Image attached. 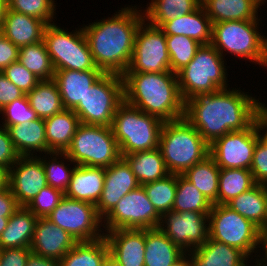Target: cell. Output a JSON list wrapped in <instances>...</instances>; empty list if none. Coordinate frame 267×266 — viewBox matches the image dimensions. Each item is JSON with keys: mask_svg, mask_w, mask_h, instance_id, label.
Wrapping results in <instances>:
<instances>
[{"mask_svg": "<svg viewBox=\"0 0 267 266\" xmlns=\"http://www.w3.org/2000/svg\"><path fill=\"white\" fill-rule=\"evenodd\" d=\"M259 7L265 4L264 2H267L266 0H253Z\"/></svg>", "mask_w": 267, "mask_h": 266, "instance_id": "64", "label": "cell"}, {"mask_svg": "<svg viewBox=\"0 0 267 266\" xmlns=\"http://www.w3.org/2000/svg\"><path fill=\"white\" fill-rule=\"evenodd\" d=\"M13 145L20 156H38L50 153L47 148L44 119H36L8 128ZM36 154V155H35Z\"/></svg>", "mask_w": 267, "mask_h": 266, "instance_id": "26", "label": "cell"}, {"mask_svg": "<svg viewBox=\"0 0 267 266\" xmlns=\"http://www.w3.org/2000/svg\"><path fill=\"white\" fill-rule=\"evenodd\" d=\"M192 266H247L249 257L240 249L217 242L207 241L188 252Z\"/></svg>", "mask_w": 267, "mask_h": 266, "instance_id": "22", "label": "cell"}, {"mask_svg": "<svg viewBox=\"0 0 267 266\" xmlns=\"http://www.w3.org/2000/svg\"><path fill=\"white\" fill-rule=\"evenodd\" d=\"M185 253L159 228L145 229L144 266H171Z\"/></svg>", "mask_w": 267, "mask_h": 266, "instance_id": "29", "label": "cell"}, {"mask_svg": "<svg viewBox=\"0 0 267 266\" xmlns=\"http://www.w3.org/2000/svg\"><path fill=\"white\" fill-rule=\"evenodd\" d=\"M159 149L169 174L183 175L210 154V145L184 117L164 122Z\"/></svg>", "mask_w": 267, "mask_h": 266, "instance_id": "4", "label": "cell"}, {"mask_svg": "<svg viewBox=\"0 0 267 266\" xmlns=\"http://www.w3.org/2000/svg\"><path fill=\"white\" fill-rule=\"evenodd\" d=\"M254 261H252L253 262V265L254 266H263V265H261L257 260H256V258L255 259H253ZM254 262H255V264H254ZM253 265H250V266H253ZM247 266H249V264H247Z\"/></svg>", "mask_w": 267, "mask_h": 266, "instance_id": "65", "label": "cell"}, {"mask_svg": "<svg viewBox=\"0 0 267 266\" xmlns=\"http://www.w3.org/2000/svg\"><path fill=\"white\" fill-rule=\"evenodd\" d=\"M30 107L40 119H47L65 108L56 82L41 80L36 87L26 94Z\"/></svg>", "mask_w": 267, "mask_h": 266, "instance_id": "33", "label": "cell"}, {"mask_svg": "<svg viewBox=\"0 0 267 266\" xmlns=\"http://www.w3.org/2000/svg\"><path fill=\"white\" fill-rule=\"evenodd\" d=\"M30 247L0 249V266H25Z\"/></svg>", "mask_w": 267, "mask_h": 266, "instance_id": "49", "label": "cell"}, {"mask_svg": "<svg viewBox=\"0 0 267 266\" xmlns=\"http://www.w3.org/2000/svg\"><path fill=\"white\" fill-rule=\"evenodd\" d=\"M250 171L257 184L267 180V145L260 138L254 148Z\"/></svg>", "mask_w": 267, "mask_h": 266, "instance_id": "47", "label": "cell"}, {"mask_svg": "<svg viewBox=\"0 0 267 266\" xmlns=\"http://www.w3.org/2000/svg\"><path fill=\"white\" fill-rule=\"evenodd\" d=\"M46 218L68 232L76 242L94 241L105 235L101 228L103 219L96 205L89 202L64 196Z\"/></svg>", "mask_w": 267, "mask_h": 266, "instance_id": "12", "label": "cell"}, {"mask_svg": "<svg viewBox=\"0 0 267 266\" xmlns=\"http://www.w3.org/2000/svg\"><path fill=\"white\" fill-rule=\"evenodd\" d=\"M8 9V2L7 0H0V24H3L6 11Z\"/></svg>", "mask_w": 267, "mask_h": 266, "instance_id": "60", "label": "cell"}, {"mask_svg": "<svg viewBox=\"0 0 267 266\" xmlns=\"http://www.w3.org/2000/svg\"><path fill=\"white\" fill-rule=\"evenodd\" d=\"M261 247H262V253H264V255L263 254H261V253H259L260 255H262V256H260V255H257L256 256V260L261 264V265H263V266H267V240H263L262 241V244H261ZM259 257V258H258ZM260 257H261V259H260Z\"/></svg>", "mask_w": 267, "mask_h": 266, "instance_id": "56", "label": "cell"}, {"mask_svg": "<svg viewBox=\"0 0 267 266\" xmlns=\"http://www.w3.org/2000/svg\"><path fill=\"white\" fill-rule=\"evenodd\" d=\"M139 186L140 183L123 157L105 168L104 187L96 204L99 216L104 219L121 198Z\"/></svg>", "mask_w": 267, "mask_h": 266, "instance_id": "18", "label": "cell"}, {"mask_svg": "<svg viewBox=\"0 0 267 266\" xmlns=\"http://www.w3.org/2000/svg\"><path fill=\"white\" fill-rule=\"evenodd\" d=\"M208 214L171 210L161 217L159 229L175 245L188 253L207 241L209 237Z\"/></svg>", "mask_w": 267, "mask_h": 266, "instance_id": "16", "label": "cell"}, {"mask_svg": "<svg viewBox=\"0 0 267 266\" xmlns=\"http://www.w3.org/2000/svg\"><path fill=\"white\" fill-rule=\"evenodd\" d=\"M7 2L10 10L41 19L46 24H52L56 19L58 8L54 0H8Z\"/></svg>", "mask_w": 267, "mask_h": 266, "instance_id": "43", "label": "cell"}, {"mask_svg": "<svg viewBox=\"0 0 267 266\" xmlns=\"http://www.w3.org/2000/svg\"><path fill=\"white\" fill-rule=\"evenodd\" d=\"M9 170L0 165V190L8 187Z\"/></svg>", "mask_w": 267, "mask_h": 266, "instance_id": "55", "label": "cell"}, {"mask_svg": "<svg viewBox=\"0 0 267 266\" xmlns=\"http://www.w3.org/2000/svg\"><path fill=\"white\" fill-rule=\"evenodd\" d=\"M200 4L201 0H151L142 10L149 24L161 27L165 22L194 11Z\"/></svg>", "mask_w": 267, "mask_h": 266, "instance_id": "35", "label": "cell"}, {"mask_svg": "<svg viewBox=\"0 0 267 266\" xmlns=\"http://www.w3.org/2000/svg\"><path fill=\"white\" fill-rule=\"evenodd\" d=\"M122 157L128 162L140 185L161 180L169 175L159 147Z\"/></svg>", "mask_w": 267, "mask_h": 266, "instance_id": "31", "label": "cell"}, {"mask_svg": "<svg viewBox=\"0 0 267 266\" xmlns=\"http://www.w3.org/2000/svg\"><path fill=\"white\" fill-rule=\"evenodd\" d=\"M265 190L267 191V180L262 184Z\"/></svg>", "mask_w": 267, "mask_h": 266, "instance_id": "66", "label": "cell"}, {"mask_svg": "<svg viewBox=\"0 0 267 266\" xmlns=\"http://www.w3.org/2000/svg\"><path fill=\"white\" fill-rule=\"evenodd\" d=\"M38 220L29 209L20 206L9 218L0 235V249L30 247Z\"/></svg>", "mask_w": 267, "mask_h": 266, "instance_id": "27", "label": "cell"}, {"mask_svg": "<svg viewBox=\"0 0 267 266\" xmlns=\"http://www.w3.org/2000/svg\"><path fill=\"white\" fill-rule=\"evenodd\" d=\"M76 243L64 229L46 217H40L35 225L30 249L36 255L60 261Z\"/></svg>", "mask_w": 267, "mask_h": 266, "instance_id": "19", "label": "cell"}, {"mask_svg": "<svg viewBox=\"0 0 267 266\" xmlns=\"http://www.w3.org/2000/svg\"><path fill=\"white\" fill-rule=\"evenodd\" d=\"M208 225L209 238L240 249L251 260L256 257L253 253L261 250L263 239L259 227L226 204L212 205Z\"/></svg>", "mask_w": 267, "mask_h": 266, "instance_id": "8", "label": "cell"}, {"mask_svg": "<svg viewBox=\"0 0 267 266\" xmlns=\"http://www.w3.org/2000/svg\"><path fill=\"white\" fill-rule=\"evenodd\" d=\"M211 23L260 20L259 7L253 0H201Z\"/></svg>", "mask_w": 267, "mask_h": 266, "instance_id": "28", "label": "cell"}, {"mask_svg": "<svg viewBox=\"0 0 267 266\" xmlns=\"http://www.w3.org/2000/svg\"><path fill=\"white\" fill-rule=\"evenodd\" d=\"M10 217H0V235L6 229Z\"/></svg>", "mask_w": 267, "mask_h": 266, "instance_id": "63", "label": "cell"}, {"mask_svg": "<svg viewBox=\"0 0 267 266\" xmlns=\"http://www.w3.org/2000/svg\"><path fill=\"white\" fill-rule=\"evenodd\" d=\"M212 205L183 175H177V190L172 211L209 213Z\"/></svg>", "mask_w": 267, "mask_h": 266, "instance_id": "40", "label": "cell"}, {"mask_svg": "<svg viewBox=\"0 0 267 266\" xmlns=\"http://www.w3.org/2000/svg\"><path fill=\"white\" fill-rule=\"evenodd\" d=\"M166 45L170 57V69L177 74L194 58L202 44L182 35H166Z\"/></svg>", "mask_w": 267, "mask_h": 266, "instance_id": "42", "label": "cell"}, {"mask_svg": "<svg viewBox=\"0 0 267 266\" xmlns=\"http://www.w3.org/2000/svg\"><path fill=\"white\" fill-rule=\"evenodd\" d=\"M259 140L258 117L246 129L231 131L210 144V156L220 169L250 170L254 148Z\"/></svg>", "mask_w": 267, "mask_h": 266, "instance_id": "15", "label": "cell"}, {"mask_svg": "<svg viewBox=\"0 0 267 266\" xmlns=\"http://www.w3.org/2000/svg\"><path fill=\"white\" fill-rule=\"evenodd\" d=\"M18 62L39 80H52L54 78L55 69L43 40L21 47Z\"/></svg>", "mask_w": 267, "mask_h": 266, "instance_id": "38", "label": "cell"}, {"mask_svg": "<svg viewBox=\"0 0 267 266\" xmlns=\"http://www.w3.org/2000/svg\"><path fill=\"white\" fill-rule=\"evenodd\" d=\"M38 157L42 160L48 185L65 193L77 165L64 152H50L45 156L43 154V157L40 155ZM63 161L73 164L72 168L70 163Z\"/></svg>", "mask_w": 267, "mask_h": 266, "instance_id": "39", "label": "cell"}, {"mask_svg": "<svg viewBox=\"0 0 267 266\" xmlns=\"http://www.w3.org/2000/svg\"><path fill=\"white\" fill-rule=\"evenodd\" d=\"M76 165L108 168L120 157L111 127L80 123L64 152Z\"/></svg>", "mask_w": 267, "mask_h": 266, "instance_id": "7", "label": "cell"}, {"mask_svg": "<svg viewBox=\"0 0 267 266\" xmlns=\"http://www.w3.org/2000/svg\"><path fill=\"white\" fill-rule=\"evenodd\" d=\"M260 20L223 21L212 24L211 44L223 56L250 60L260 65L263 57V35ZM227 51V53H225Z\"/></svg>", "mask_w": 267, "mask_h": 266, "instance_id": "10", "label": "cell"}, {"mask_svg": "<svg viewBox=\"0 0 267 266\" xmlns=\"http://www.w3.org/2000/svg\"><path fill=\"white\" fill-rule=\"evenodd\" d=\"M44 122L48 150L50 152H65L80 124L78 116L73 110L64 109L45 119Z\"/></svg>", "mask_w": 267, "mask_h": 266, "instance_id": "30", "label": "cell"}, {"mask_svg": "<svg viewBox=\"0 0 267 266\" xmlns=\"http://www.w3.org/2000/svg\"><path fill=\"white\" fill-rule=\"evenodd\" d=\"M122 78L126 103L163 122L184 117L185 102L174 72H125Z\"/></svg>", "mask_w": 267, "mask_h": 266, "instance_id": "3", "label": "cell"}, {"mask_svg": "<svg viewBox=\"0 0 267 266\" xmlns=\"http://www.w3.org/2000/svg\"><path fill=\"white\" fill-rule=\"evenodd\" d=\"M163 123L124 101L116 110L111 126L121 157L158 148Z\"/></svg>", "mask_w": 267, "mask_h": 266, "instance_id": "6", "label": "cell"}, {"mask_svg": "<svg viewBox=\"0 0 267 266\" xmlns=\"http://www.w3.org/2000/svg\"><path fill=\"white\" fill-rule=\"evenodd\" d=\"M102 266H123L122 264H120L112 254H108L103 263H102Z\"/></svg>", "mask_w": 267, "mask_h": 266, "instance_id": "59", "label": "cell"}, {"mask_svg": "<svg viewBox=\"0 0 267 266\" xmlns=\"http://www.w3.org/2000/svg\"><path fill=\"white\" fill-rule=\"evenodd\" d=\"M25 266H60V262L58 260L39 256L31 252Z\"/></svg>", "mask_w": 267, "mask_h": 266, "instance_id": "53", "label": "cell"}, {"mask_svg": "<svg viewBox=\"0 0 267 266\" xmlns=\"http://www.w3.org/2000/svg\"><path fill=\"white\" fill-rule=\"evenodd\" d=\"M20 155L17 153L10 138L8 129L0 126V165L8 170L18 161Z\"/></svg>", "mask_w": 267, "mask_h": 266, "instance_id": "48", "label": "cell"}, {"mask_svg": "<svg viewBox=\"0 0 267 266\" xmlns=\"http://www.w3.org/2000/svg\"><path fill=\"white\" fill-rule=\"evenodd\" d=\"M3 120L2 126L8 128L11 125H21L25 122H30L38 119L39 117L30 107L29 100L26 94L22 98H18L6 105L0 110Z\"/></svg>", "mask_w": 267, "mask_h": 266, "instance_id": "44", "label": "cell"}, {"mask_svg": "<svg viewBox=\"0 0 267 266\" xmlns=\"http://www.w3.org/2000/svg\"><path fill=\"white\" fill-rule=\"evenodd\" d=\"M160 28L165 35L187 36L202 45L212 41V23L202 4L188 14L165 22Z\"/></svg>", "mask_w": 267, "mask_h": 266, "instance_id": "24", "label": "cell"}, {"mask_svg": "<svg viewBox=\"0 0 267 266\" xmlns=\"http://www.w3.org/2000/svg\"><path fill=\"white\" fill-rule=\"evenodd\" d=\"M123 102L122 75L104 73L73 111L82 124L111 127L116 110Z\"/></svg>", "mask_w": 267, "mask_h": 266, "instance_id": "11", "label": "cell"}, {"mask_svg": "<svg viewBox=\"0 0 267 266\" xmlns=\"http://www.w3.org/2000/svg\"><path fill=\"white\" fill-rule=\"evenodd\" d=\"M103 74L102 70L55 71L53 80L58 86L64 108L74 110Z\"/></svg>", "mask_w": 267, "mask_h": 266, "instance_id": "21", "label": "cell"}, {"mask_svg": "<svg viewBox=\"0 0 267 266\" xmlns=\"http://www.w3.org/2000/svg\"><path fill=\"white\" fill-rule=\"evenodd\" d=\"M224 59L212 44L201 45L192 61L177 73L184 102L230 87Z\"/></svg>", "mask_w": 267, "mask_h": 266, "instance_id": "5", "label": "cell"}, {"mask_svg": "<svg viewBox=\"0 0 267 266\" xmlns=\"http://www.w3.org/2000/svg\"><path fill=\"white\" fill-rule=\"evenodd\" d=\"M259 138L267 145V126L258 118Z\"/></svg>", "mask_w": 267, "mask_h": 266, "instance_id": "57", "label": "cell"}, {"mask_svg": "<svg viewBox=\"0 0 267 266\" xmlns=\"http://www.w3.org/2000/svg\"><path fill=\"white\" fill-rule=\"evenodd\" d=\"M248 93V94H247ZM229 88L185 101L184 118L210 145L231 131L248 128L258 117L257 97Z\"/></svg>", "mask_w": 267, "mask_h": 266, "instance_id": "1", "label": "cell"}, {"mask_svg": "<svg viewBox=\"0 0 267 266\" xmlns=\"http://www.w3.org/2000/svg\"><path fill=\"white\" fill-rule=\"evenodd\" d=\"M161 216L147 197L143 186L128 192L103 219V231L159 228Z\"/></svg>", "mask_w": 267, "mask_h": 266, "instance_id": "13", "label": "cell"}, {"mask_svg": "<svg viewBox=\"0 0 267 266\" xmlns=\"http://www.w3.org/2000/svg\"><path fill=\"white\" fill-rule=\"evenodd\" d=\"M54 69L57 70H101L96 67L83 28L64 30L56 23L47 24L43 33Z\"/></svg>", "mask_w": 267, "mask_h": 266, "instance_id": "9", "label": "cell"}, {"mask_svg": "<svg viewBox=\"0 0 267 266\" xmlns=\"http://www.w3.org/2000/svg\"><path fill=\"white\" fill-rule=\"evenodd\" d=\"M257 183L247 169H220L217 204H227Z\"/></svg>", "mask_w": 267, "mask_h": 266, "instance_id": "37", "label": "cell"}, {"mask_svg": "<svg viewBox=\"0 0 267 266\" xmlns=\"http://www.w3.org/2000/svg\"><path fill=\"white\" fill-rule=\"evenodd\" d=\"M260 234L263 240H267V211H266V218L263 225L259 228Z\"/></svg>", "mask_w": 267, "mask_h": 266, "instance_id": "62", "label": "cell"}, {"mask_svg": "<svg viewBox=\"0 0 267 266\" xmlns=\"http://www.w3.org/2000/svg\"><path fill=\"white\" fill-rule=\"evenodd\" d=\"M259 99L257 105L258 118L267 126V104L260 102Z\"/></svg>", "mask_w": 267, "mask_h": 266, "instance_id": "54", "label": "cell"}, {"mask_svg": "<svg viewBox=\"0 0 267 266\" xmlns=\"http://www.w3.org/2000/svg\"><path fill=\"white\" fill-rule=\"evenodd\" d=\"M46 25L41 19L8 8L2 24V34L20 49L42 41Z\"/></svg>", "mask_w": 267, "mask_h": 266, "instance_id": "23", "label": "cell"}, {"mask_svg": "<svg viewBox=\"0 0 267 266\" xmlns=\"http://www.w3.org/2000/svg\"><path fill=\"white\" fill-rule=\"evenodd\" d=\"M260 66L267 67V38L265 36H263V57Z\"/></svg>", "mask_w": 267, "mask_h": 266, "instance_id": "61", "label": "cell"}, {"mask_svg": "<svg viewBox=\"0 0 267 266\" xmlns=\"http://www.w3.org/2000/svg\"><path fill=\"white\" fill-rule=\"evenodd\" d=\"M25 94L0 72V110Z\"/></svg>", "mask_w": 267, "mask_h": 266, "instance_id": "50", "label": "cell"}, {"mask_svg": "<svg viewBox=\"0 0 267 266\" xmlns=\"http://www.w3.org/2000/svg\"><path fill=\"white\" fill-rule=\"evenodd\" d=\"M226 205L260 228L266 218L267 191L262 184H256Z\"/></svg>", "mask_w": 267, "mask_h": 266, "instance_id": "32", "label": "cell"}, {"mask_svg": "<svg viewBox=\"0 0 267 266\" xmlns=\"http://www.w3.org/2000/svg\"><path fill=\"white\" fill-rule=\"evenodd\" d=\"M105 168L77 165L65 196L96 205L104 187Z\"/></svg>", "mask_w": 267, "mask_h": 266, "instance_id": "25", "label": "cell"}, {"mask_svg": "<svg viewBox=\"0 0 267 266\" xmlns=\"http://www.w3.org/2000/svg\"><path fill=\"white\" fill-rule=\"evenodd\" d=\"M47 185L43 163L38 156H20L9 169L8 187L19 206H26Z\"/></svg>", "mask_w": 267, "mask_h": 266, "instance_id": "17", "label": "cell"}, {"mask_svg": "<svg viewBox=\"0 0 267 266\" xmlns=\"http://www.w3.org/2000/svg\"><path fill=\"white\" fill-rule=\"evenodd\" d=\"M2 73L24 94L30 92L41 81L18 61L11 63Z\"/></svg>", "mask_w": 267, "mask_h": 266, "instance_id": "46", "label": "cell"}, {"mask_svg": "<svg viewBox=\"0 0 267 266\" xmlns=\"http://www.w3.org/2000/svg\"><path fill=\"white\" fill-rule=\"evenodd\" d=\"M109 252L123 266H144L145 229H115L104 232Z\"/></svg>", "mask_w": 267, "mask_h": 266, "instance_id": "20", "label": "cell"}, {"mask_svg": "<svg viewBox=\"0 0 267 266\" xmlns=\"http://www.w3.org/2000/svg\"><path fill=\"white\" fill-rule=\"evenodd\" d=\"M2 34V25L0 24V35Z\"/></svg>", "mask_w": 267, "mask_h": 266, "instance_id": "67", "label": "cell"}, {"mask_svg": "<svg viewBox=\"0 0 267 266\" xmlns=\"http://www.w3.org/2000/svg\"><path fill=\"white\" fill-rule=\"evenodd\" d=\"M220 168L209 155L189 168L183 176L212 204H217Z\"/></svg>", "mask_w": 267, "mask_h": 266, "instance_id": "34", "label": "cell"}, {"mask_svg": "<svg viewBox=\"0 0 267 266\" xmlns=\"http://www.w3.org/2000/svg\"><path fill=\"white\" fill-rule=\"evenodd\" d=\"M19 48L6 38L0 35V72H2L11 63L18 61Z\"/></svg>", "mask_w": 267, "mask_h": 266, "instance_id": "51", "label": "cell"}, {"mask_svg": "<svg viewBox=\"0 0 267 266\" xmlns=\"http://www.w3.org/2000/svg\"><path fill=\"white\" fill-rule=\"evenodd\" d=\"M19 207L9 187L0 190V217H11Z\"/></svg>", "mask_w": 267, "mask_h": 266, "instance_id": "52", "label": "cell"}, {"mask_svg": "<svg viewBox=\"0 0 267 266\" xmlns=\"http://www.w3.org/2000/svg\"><path fill=\"white\" fill-rule=\"evenodd\" d=\"M139 7L129 5L120 8L112 17L81 26L94 63L104 73L123 75L128 69L136 33L144 20L143 10Z\"/></svg>", "mask_w": 267, "mask_h": 266, "instance_id": "2", "label": "cell"}, {"mask_svg": "<svg viewBox=\"0 0 267 266\" xmlns=\"http://www.w3.org/2000/svg\"><path fill=\"white\" fill-rule=\"evenodd\" d=\"M142 186L161 217L172 210L177 190V174H169L161 180L149 182Z\"/></svg>", "mask_w": 267, "mask_h": 266, "instance_id": "41", "label": "cell"}, {"mask_svg": "<svg viewBox=\"0 0 267 266\" xmlns=\"http://www.w3.org/2000/svg\"><path fill=\"white\" fill-rule=\"evenodd\" d=\"M65 193L47 185L25 207L36 217H47L58 205Z\"/></svg>", "mask_w": 267, "mask_h": 266, "instance_id": "45", "label": "cell"}, {"mask_svg": "<svg viewBox=\"0 0 267 266\" xmlns=\"http://www.w3.org/2000/svg\"><path fill=\"white\" fill-rule=\"evenodd\" d=\"M171 266H192L189 254L185 253L178 261L173 263Z\"/></svg>", "mask_w": 267, "mask_h": 266, "instance_id": "58", "label": "cell"}, {"mask_svg": "<svg viewBox=\"0 0 267 266\" xmlns=\"http://www.w3.org/2000/svg\"><path fill=\"white\" fill-rule=\"evenodd\" d=\"M171 71L166 35L145 19L136 33L133 54L125 72L160 73Z\"/></svg>", "mask_w": 267, "mask_h": 266, "instance_id": "14", "label": "cell"}, {"mask_svg": "<svg viewBox=\"0 0 267 266\" xmlns=\"http://www.w3.org/2000/svg\"><path fill=\"white\" fill-rule=\"evenodd\" d=\"M105 237L89 242H77L59 261L60 266H102L109 254Z\"/></svg>", "mask_w": 267, "mask_h": 266, "instance_id": "36", "label": "cell"}]
</instances>
